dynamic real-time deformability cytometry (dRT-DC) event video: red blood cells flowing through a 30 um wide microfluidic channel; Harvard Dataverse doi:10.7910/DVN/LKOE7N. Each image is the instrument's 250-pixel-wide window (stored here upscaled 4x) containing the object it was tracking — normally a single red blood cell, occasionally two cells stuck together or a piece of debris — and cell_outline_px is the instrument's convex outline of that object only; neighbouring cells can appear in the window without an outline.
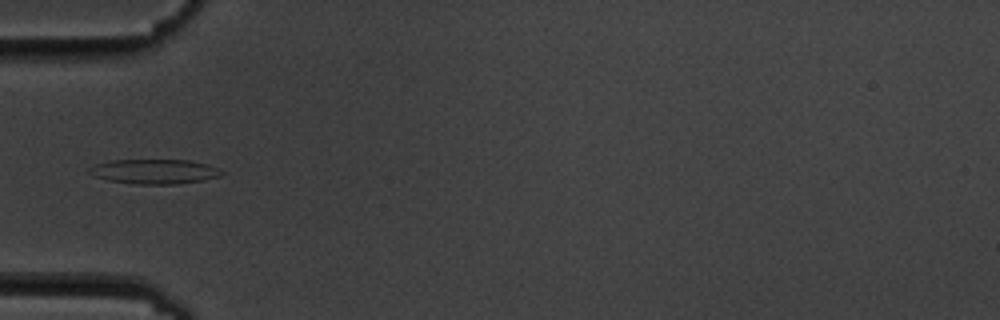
{"species": "common noctule bat (a hibernating species)", "species_latin": "Nyctalus noctula", "temperature_condition": "cold", "stored_images_in_passage": 15, "camera_frame_rate_fps": 3000, "um_per_image_px": 0.085, "animal": {"sex": "male", "body_mass_g": 19.5, "forearm_length_mm": 54.6}, "frame": {"image": 1, "passage_image": 5, "time_ms": 5.333, "image_size_px": [1000, 320], "cell_outline_px": [[224, 172], [220, 176], [204, 180], [176, 184], [136, 184], [108, 180], [96, 176], [88, 172], [88, 168], [96, 164], [112, 160], [192, 160], [208, 164]], "centroid_in_image_um": [13.15, 14.57], "position_along_channel_um": 71.9, "area_um2": 18.96}}
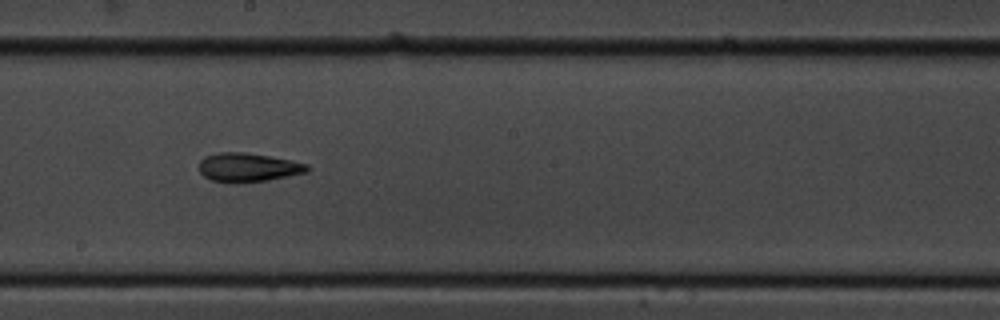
{"frame": {"image": 2, "passage_image": 9, "time_ms": 9.667, "image_size_px": [1000, 320], "cell_outline_px": [[312, 168], [308, 172], [268, 180], [212, 180], [204, 176], [200, 172], [200, 160], [204, 156], [220, 152], [244, 152], [292, 160], [308, 164]], "centroid_in_image_um": [21.15, 14.18], "position_along_channel_um": 227.1, "area_um2": 17.57}}
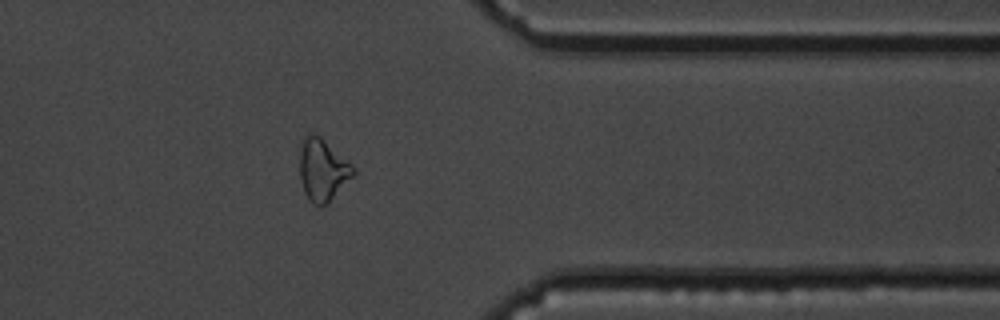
{"frame": {"image": 3, "passage_image": 13, "time_ms": 14.333, "image_size_px": [1000, 320], "cell_outline_px": [[356, 172], [328, 204], [320, 208], [312, 204], [308, 200], [304, 192], [300, 180], [300, 144], [304, 136], [320, 136], [356, 168]], "centroid_in_image_um": [27.42, 14.5], "position_along_channel_um": 384.0, "area_um2": 19.42}, "authors_computed_cell_mechanics": {"area_um2": 18.9584, "velocity_mm_per_s": 3.5833, "shape_relaxation_time_tau1_ms": 6.0373, "shape_relaxation_time_tau2_ms": 5.575, "deformation_change_tau1": 0.1569, "deformation_change_tau2": 0.1186}}